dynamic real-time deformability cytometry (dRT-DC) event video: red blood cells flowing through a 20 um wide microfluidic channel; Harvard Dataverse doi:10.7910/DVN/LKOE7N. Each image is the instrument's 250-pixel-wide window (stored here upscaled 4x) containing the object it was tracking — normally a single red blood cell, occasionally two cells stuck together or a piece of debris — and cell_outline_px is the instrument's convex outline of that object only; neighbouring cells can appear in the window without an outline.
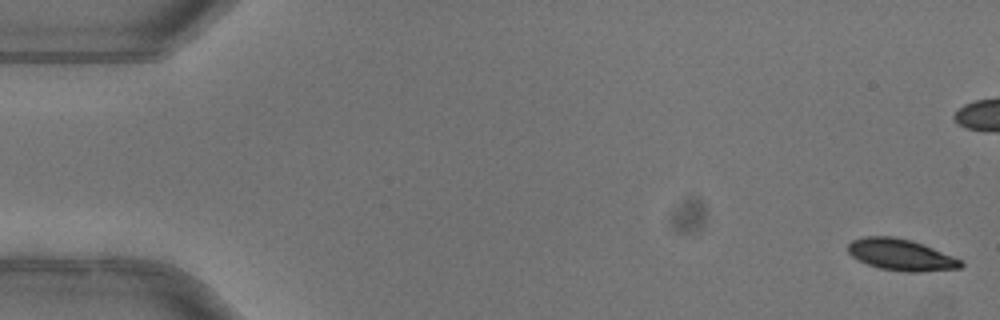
{"species": "common noctule bat (a hibernating species)", "species_latin": "Nyctalus noctula", "temperature_condition": "warm", "stored_images_in_passage": 8, "camera_frame_rate_fps": 3000, "um_per_image_px": 0.085, "animal": {"sex": "female"}, "frame": {"image": 1, "passage_image": 1, "time_ms": 0.0, "image_size_px": [1000, 320], "cell_outline_px": [[964, 264], [960, 268], [920, 272], [904, 272], [880, 268], [868, 264], [852, 256], [848, 252], [848, 244], [852, 240], [864, 236], [896, 236], [912, 240], [924, 244], [964, 260]], "centroid_in_image_um": [76.62, 21.64], "position_along_channel_um": 8.4, "area_um2": 20.92}}